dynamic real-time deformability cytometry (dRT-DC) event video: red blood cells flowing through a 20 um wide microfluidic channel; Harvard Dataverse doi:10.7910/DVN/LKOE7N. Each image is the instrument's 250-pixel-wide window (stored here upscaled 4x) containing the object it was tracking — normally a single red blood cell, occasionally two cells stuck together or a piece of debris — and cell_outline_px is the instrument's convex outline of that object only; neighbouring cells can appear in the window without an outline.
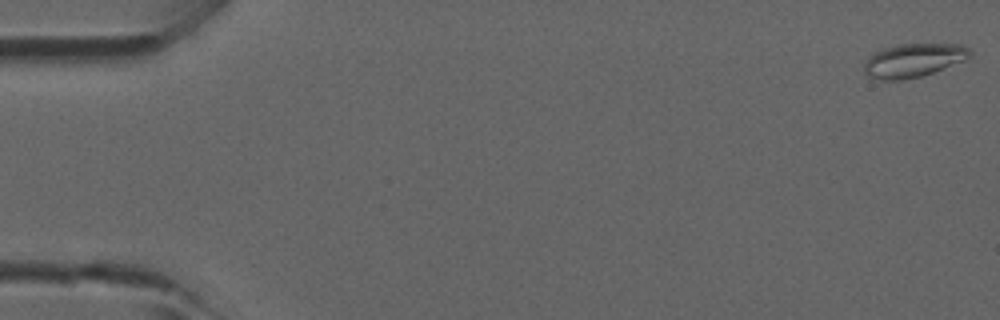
{"species": "common noctule bat (a hibernating species)", "species_latin": "Nyctalus noctula", "temperature_condition": "room temperature", "stored_images_in_passage": 42, "camera_frame_rate_fps": 3000, "um_per_image_px": 0.085, "animal": {"sex": "male", "forearm_length_mm": 52.5}, "frame": {"image": 1, "passage_image": 1, "time_ms": 0.0, "image_size_px": [1000, 320], "cell_outline_px": [[972, 56], [964, 60], [932, 72], [920, 76], [904, 80], [876, 80], [868, 76], [864, 72], [864, 64], [868, 56], [884, 48], [900, 44], [964, 44], [972, 52]], "centroid_in_image_um": [77.63, 5.13], "position_along_channel_um": 7.4, "area_um2": 20.69}}
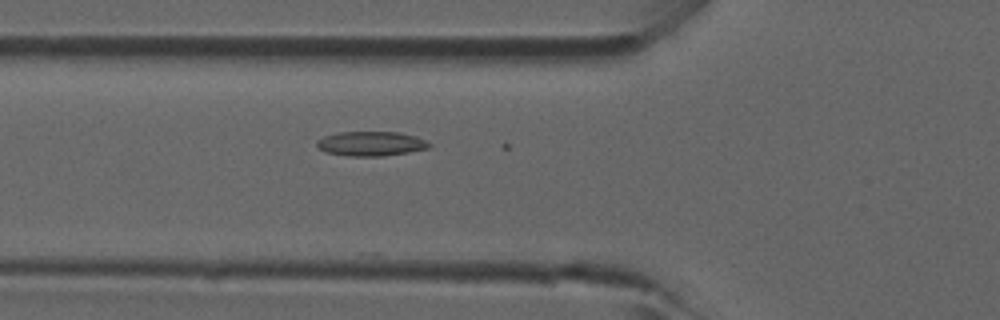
{"frame": {"image": 2, "passage_image": 17, "time_ms": 5.333, "image_size_px": [1000, 320], "cell_outline_px": [[432, 144], [428, 148], [408, 152], [380, 156], [348, 156], [324, 152], [316, 144], [316, 140], [324, 136], [340, 132], [400, 132], [416, 136]], "centroid_in_image_um": [31.51, 12.21], "position_along_channel_um": 94.3, "area_um2": 16.01}}